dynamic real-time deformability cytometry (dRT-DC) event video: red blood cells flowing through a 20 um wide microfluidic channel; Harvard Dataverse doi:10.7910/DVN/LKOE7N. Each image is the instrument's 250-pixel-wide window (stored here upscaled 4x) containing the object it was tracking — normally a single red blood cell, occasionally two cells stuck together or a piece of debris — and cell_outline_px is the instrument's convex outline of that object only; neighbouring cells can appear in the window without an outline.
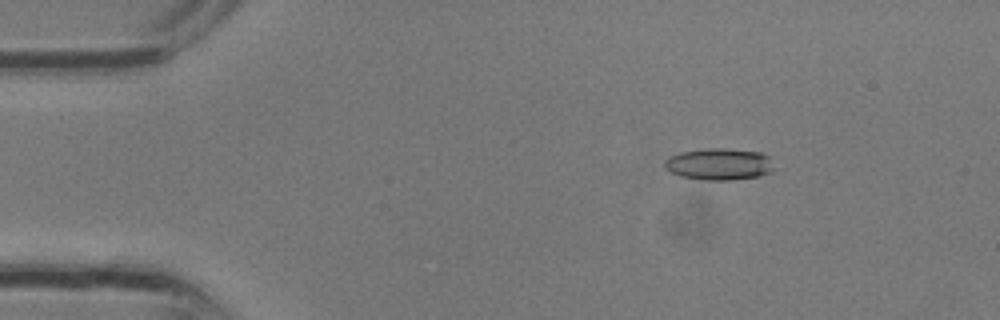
{"species": "common noctule bat (a hibernating species)", "species_latin": "Nyctalus noctula", "temperature_condition": "room temperature", "stored_images_in_passage": 2, "camera_frame_rate_fps": 3000, "um_per_image_px": 0.085, "animal": {"sex": "male", "body_mass_g": 13.3}, "frame": {"image": 1, "passage_image": 1, "time_ms": 0.0, "image_size_px": [1000, 320], "cell_outline_px": [[772, 172], [756, 176], [732, 180], [704, 180], [680, 176], [664, 168], [664, 160], [668, 156], [680, 152], [712, 148], [724, 148], [760, 152], [768, 156], [772, 168]], "centroid_in_image_um": [61.07, 13.95], "position_along_channel_um": 23.9, "area_um2": 20.11}}